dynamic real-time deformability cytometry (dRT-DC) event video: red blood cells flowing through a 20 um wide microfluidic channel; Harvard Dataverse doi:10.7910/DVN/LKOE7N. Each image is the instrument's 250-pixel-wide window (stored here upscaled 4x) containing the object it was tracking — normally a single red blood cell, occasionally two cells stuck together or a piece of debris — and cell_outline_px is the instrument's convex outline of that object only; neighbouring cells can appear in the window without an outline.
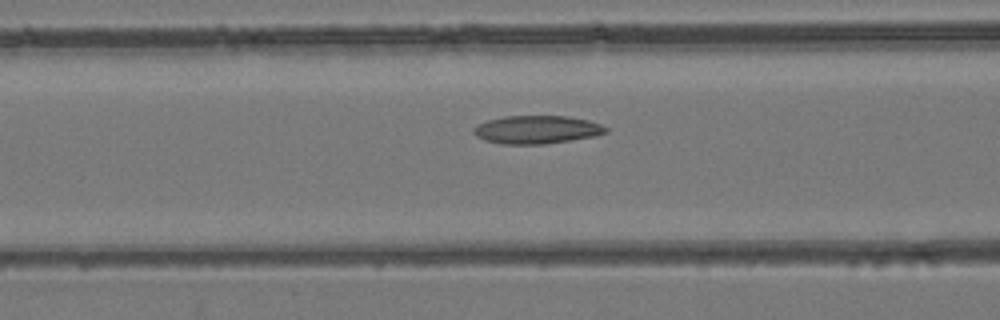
{"species": "common noctule bat (a hibernating species)", "species_latin": "Nyctalus noctula", "temperature_condition": "room temperature", "stored_images_in_passage": 35, "camera_frame_rate_fps": 3000, "um_per_image_px": 0.085, "animal": {"sex": "female", "body_mass_g": 24.6, "forearm_length_mm": 56.2}, "frame": {"image": 1, "passage_image": 5, "time_ms": 1.333, "image_size_px": [1000, 320], "cell_outline_px": [[608, 132], [596, 136], [544, 144], [500, 144], [484, 140], [476, 136], [472, 132], [472, 128], [488, 120], [504, 116], [568, 116], [588, 120], [600, 124], [608, 128]], "centroid_in_image_um": [45.62, 11.02], "position_along_channel_um": 121.0, "area_um2": 21.73}}
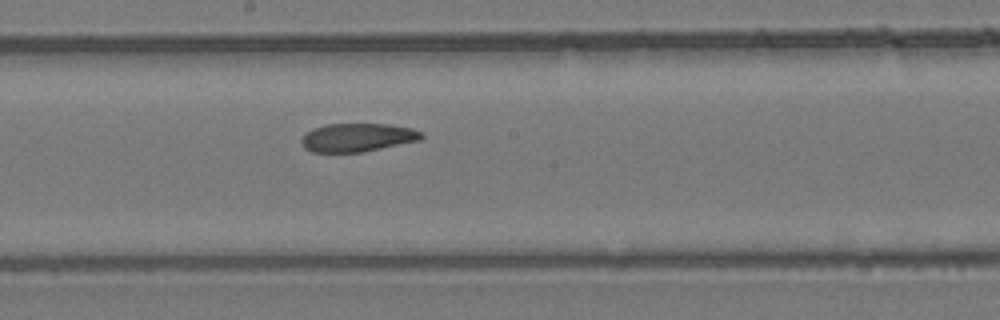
{"frame": {"image": 2, "passage_image": 12, "time_ms": 3.667, "image_size_px": [1000, 320], "cell_outline_px": [[424, 136], [420, 140], [360, 152], [312, 152], [304, 148], [300, 140], [308, 132], [324, 124], [388, 124], [412, 128], [424, 132]], "centroid_in_image_um": [30.41, 11.68], "position_along_channel_um": 217.8, "area_um2": 19.71}}
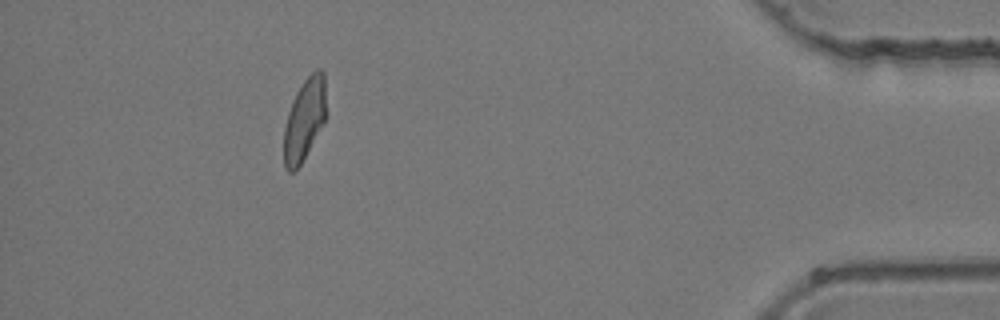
{"frame": {"image": 3, "passage_image": 30, "time_ms": 9.667, "image_size_px": [1000, 320], "cell_outline_px": [[324, 120], [300, 164], [292, 172], [288, 172], [284, 168], [284, 128], [288, 112], [292, 100], [296, 92], [304, 80], [316, 68], [320, 68], [324, 72]], "centroid_in_image_um": [25.83, 10.13], "position_along_channel_um": 409.4, "area_um2": 19.54}}